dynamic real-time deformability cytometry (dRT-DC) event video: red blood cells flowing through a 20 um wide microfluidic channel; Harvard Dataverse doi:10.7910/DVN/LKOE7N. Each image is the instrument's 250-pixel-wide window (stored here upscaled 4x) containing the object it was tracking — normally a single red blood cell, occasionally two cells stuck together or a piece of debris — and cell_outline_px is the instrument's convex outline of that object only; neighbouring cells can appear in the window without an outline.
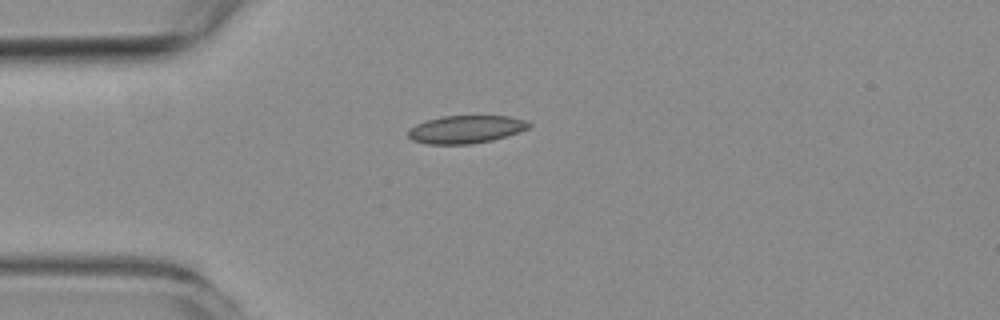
{"species": "common noctule bat (a hibernating species)", "species_latin": "Nyctalus noctula", "temperature_condition": "room temperature", "stored_images_in_passage": 42, "camera_frame_rate_fps": 3000, "um_per_image_px": 0.085, "animal": {"sex": "female", "body_mass_g": 19.3, "forearm_length_mm": 54.1}, "frame": {"image": 1, "passage_image": 1, "time_ms": 0.0, "image_size_px": [1000, 320], "cell_outline_px": [[532, 124], [528, 128], [492, 140], [472, 144], [428, 144], [412, 140], [408, 136], [408, 128], [424, 120], [440, 116], [508, 116], [524, 120]], "centroid_in_image_um": [39.53, 10.99], "position_along_channel_um": 45.5, "area_um2": 19.54}}
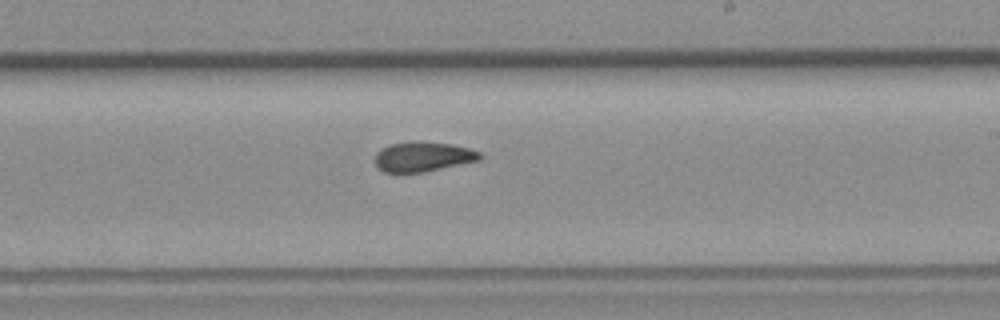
{"frame": {"image": 2, "passage_image": 19, "time_ms": 6.0, "image_size_px": [1000, 320], "cell_outline_px": [[484, 156], [480, 160], [424, 172], [384, 172], [376, 164], [376, 152], [380, 148], [388, 144], [412, 140], [420, 140], [452, 144], [468, 148], [480, 152]], "centroid_in_image_um": [35.96, 13.29], "position_along_channel_um": 253.0, "area_um2": 18.5}}
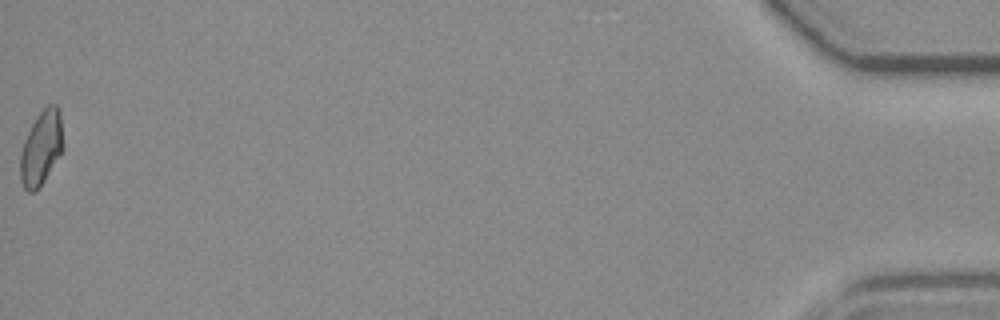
{"frame": {"image": 3, "passage_image": 42, "time_ms": 13.667, "image_size_px": [1000, 320], "cell_outline_px": [[64, 148], [44, 180], [36, 192], [28, 192], [24, 188], [20, 180], [20, 152], [24, 140], [36, 116], [48, 104], [56, 104], [60, 112]], "centroid_in_image_um": [3.5, 12.57], "position_along_channel_um": 431.7, "area_um2": 18.61}, "authors_computed_cell_mechanics": {"area_um2": 18.6116, "velocity_mm_per_s": 3.7283, "shape_relaxation_time_tau1_ms": null, "shape_relaxation_time_tau2_ms": 2.5173, "deformation_change_tau1": null, "deformation_change_tau2": 0.0708}}